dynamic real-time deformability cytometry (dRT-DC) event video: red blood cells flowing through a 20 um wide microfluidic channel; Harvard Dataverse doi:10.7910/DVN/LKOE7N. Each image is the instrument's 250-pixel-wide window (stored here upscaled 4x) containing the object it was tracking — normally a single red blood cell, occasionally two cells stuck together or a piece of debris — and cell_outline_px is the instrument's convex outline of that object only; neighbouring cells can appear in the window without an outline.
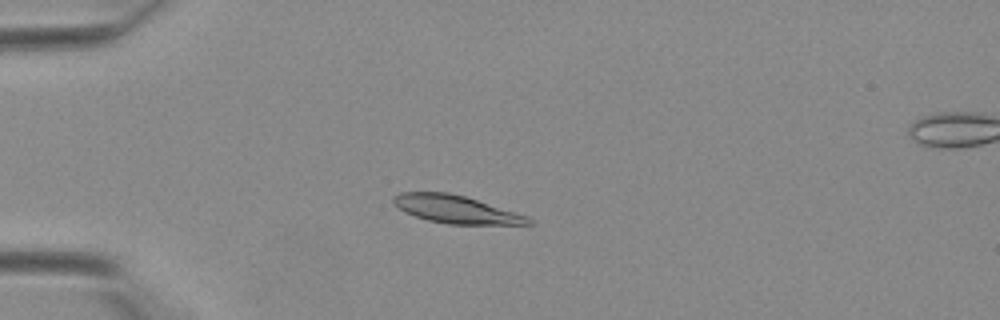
{"species": "Egyptian fruit bat (a non-hibernating species)", "species_latin": "Rousettus aegyptiacus", "temperature_condition": "warm", "stored_images_in_passage": 31, "camera_frame_rate_fps": 3000, "um_per_image_px": 0.085, "animal": {"sex": "female"}, "frame": {"image": 1, "passage_image": 1, "time_ms": 0.0, "image_size_px": [1000, 320], "cell_outline_px": [[532, 224], [448, 224], [428, 220], [404, 212], [392, 204], [392, 196], [400, 192], [448, 192], [464, 196], [528, 216], [532, 220]], "centroid_in_image_um": [38.69, 17.78], "position_along_channel_um": 46.3, "area_um2": 21.73}}
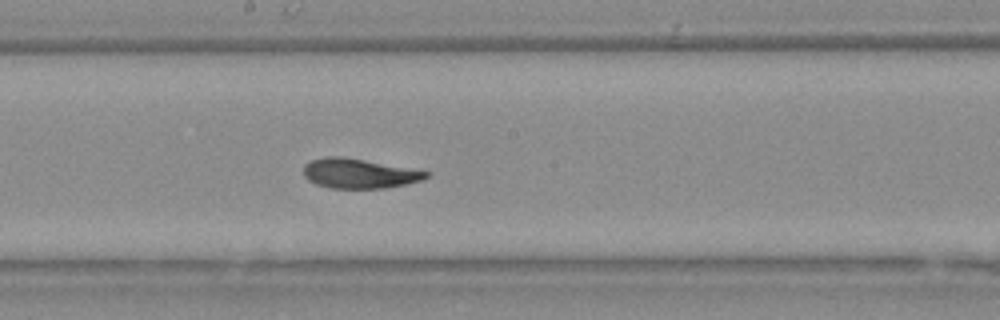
{"frame": {"image": 2, "passage_image": 13, "time_ms": 4.0, "image_size_px": [1000, 320], "cell_outline_px": [[428, 176], [420, 180], [404, 184], [384, 188], [332, 188], [316, 184], [308, 180], [304, 176], [304, 164], [312, 160], [328, 156], [340, 156], [364, 160], [428, 172]], "centroid_in_image_um": [30.44, 14.75], "position_along_channel_um": 217.8, "area_um2": 20.69}}
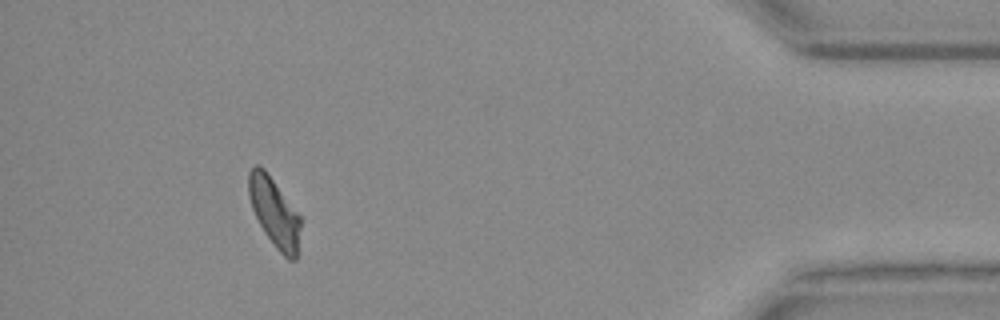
{"frame": {"image": 3, "passage_image": 28, "time_ms": 9.0, "image_size_px": [1000, 320], "cell_outline_px": [[300, 228], [296, 260], [288, 260], [276, 248], [264, 232], [252, 208], [248, 196], [248, 172], [256, 164], [260, 164], [264, 168], [300, 216]], "centroid_in_image_um": [23.3, 18.04], "position_along_channel_um": 411.9, "area_um2": 20.63}}